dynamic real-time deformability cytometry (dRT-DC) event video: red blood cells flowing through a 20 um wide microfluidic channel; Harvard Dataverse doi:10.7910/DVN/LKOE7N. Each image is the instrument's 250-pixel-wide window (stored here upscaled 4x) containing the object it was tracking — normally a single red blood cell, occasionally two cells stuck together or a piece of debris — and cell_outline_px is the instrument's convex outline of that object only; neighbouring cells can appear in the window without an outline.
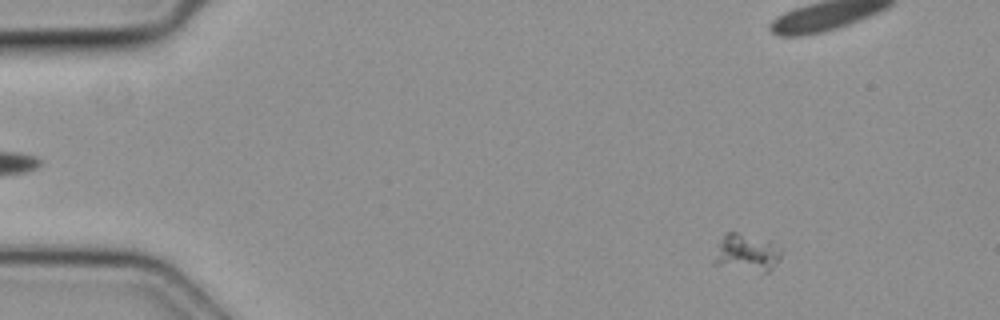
{"species": "common noctule bat (a hibernating species)", "species_latin": "Nyctalus noctula", "temperature_condition": "cold", "stored_images_in_passage": 52, "segment_of_instrument_passage": [1, 2], "camera_frame_rate_fps": 3000, "um_per_image_px": 0.085, "animal": {"sex": "female", "body_mass_g": 19.3, "forearm_length_mm": 54.1}, "frame": {"image": 1, "passage_image": 4, "time_ms": 1.0, "image_size_px": [1000, 320], "cell_outline_px": [[780, 260], [768, 272], [764, 272], [712, 264], [716, 244], [724, 232], [736, 232], [780, 248]], "centroid_in_image_um": [63.35, 21.5], "position_along_channel_um": 21.6, "area_um2": 14.1}}
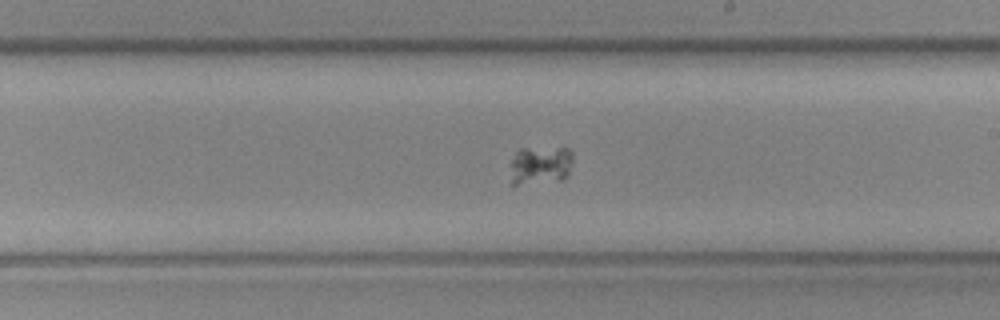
{"frame": {"image": 2, "passage_image": 29, "time_ms": 9.333, "image_size_px": [1000, 320], "cell_outline_px": [[572, 160], [568, 176], [564, 180], [516, 184], [508, 184], [508, 164], [516, 152], [520, 148], [568, 148], [572, 152]], "centroid_in_image_um": [45.85, 14.06], "position_along_channel_um": 243.1, "area_um2": 14.62}}
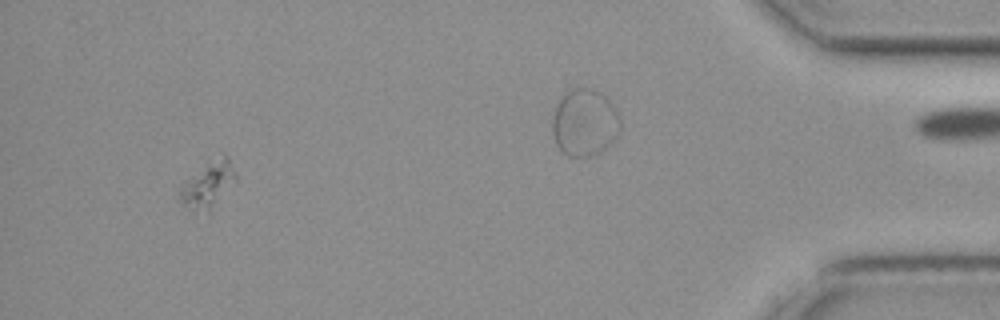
{"frame": {"image": 3, "passage_image": 48, "time_ms": 15.667, "image_size_px": [1000, 320], "cell_outline_px": [[236, 180], [208, 216], [180, 204], [176, 196], [180, 184], [224, 156], [228, 156], [236, 176]], "centroid_in_image_um": [17.63, 15.87], "position_along_channel_um": 417.6, "area_um2": 14.68}}